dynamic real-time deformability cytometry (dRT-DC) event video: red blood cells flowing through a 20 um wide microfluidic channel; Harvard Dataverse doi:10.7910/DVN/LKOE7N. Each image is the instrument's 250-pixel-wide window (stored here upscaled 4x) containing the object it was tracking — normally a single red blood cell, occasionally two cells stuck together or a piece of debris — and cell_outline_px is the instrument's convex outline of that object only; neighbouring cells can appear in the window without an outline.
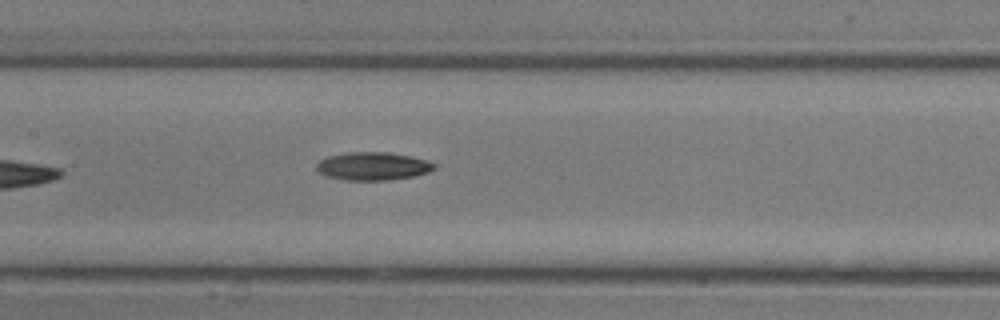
{"species": "common noctule bat (a hibernating species)", "species_latin": "Nyctalus noctula", "temperature_condition": "room temperature", "stored_images_in_passage": 8, "camera_frame_rate_fps": 3000, "um_per_image_px": 0.085, "animal": {"sex": "male", "body_mass_g": 13.3}, "frame": {"image": 1, "passage_image": 8, "time_ms": 2.333, "image_size_px": [1000, 320], "cell_outline_px": [[436, 168], [428, 172], [416, 176], [388, 180], [344, 180], [324, 176], [316, 168], [316, 164], [320, 160], [328, 156], [348, 152], [388, 152], [428, 160], [436, 164]], "centroid_in_image_um": [31.7, 14.13], "position_along_channel_um": 175.7, "area_um2": 19.36}}